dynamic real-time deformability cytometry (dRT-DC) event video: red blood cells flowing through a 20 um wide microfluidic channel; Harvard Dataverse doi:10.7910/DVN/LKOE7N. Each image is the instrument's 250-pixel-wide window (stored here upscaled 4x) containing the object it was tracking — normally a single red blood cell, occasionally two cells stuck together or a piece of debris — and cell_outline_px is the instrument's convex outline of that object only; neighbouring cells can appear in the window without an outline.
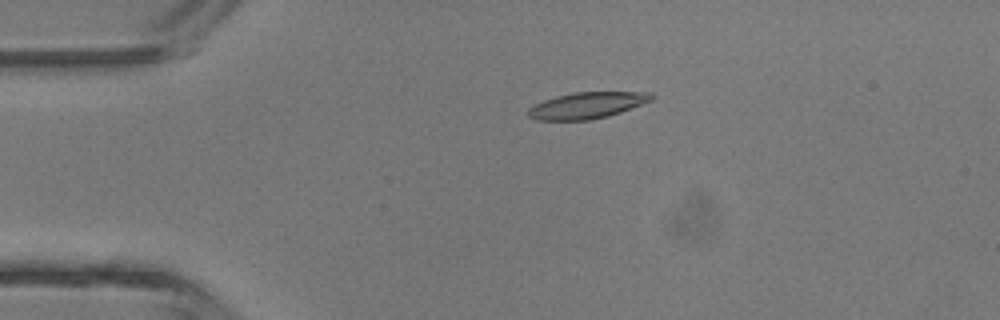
{"species": "common noctule bat (a hibernating species)", "species_latin": "Nyctalus noctula", "temperature_condition": "room temperature", "stored_images_in_passage": 2, "camera_frame_rate_fps": 3000, "um_per_image_px": 0.085, "animal": {"sex": "male", "body_mass_g": 13.3}, "frame": {"image": 1, "passage_image": 1, "time_ms": 0.0, "image_size_px": [1000, 320], "cell_outline_px": [[656, 96], [652, 100], [620, 112], [608, 116], [588, 120], [536, 120], [528, 116], [528, 108], [544, 100], [556, 96], [576, 92], [652, 92]], "centroid_in_image_um": [49.91, 8.95], "position_along_channel_um": 35.1, "area_um2": 18.84}}